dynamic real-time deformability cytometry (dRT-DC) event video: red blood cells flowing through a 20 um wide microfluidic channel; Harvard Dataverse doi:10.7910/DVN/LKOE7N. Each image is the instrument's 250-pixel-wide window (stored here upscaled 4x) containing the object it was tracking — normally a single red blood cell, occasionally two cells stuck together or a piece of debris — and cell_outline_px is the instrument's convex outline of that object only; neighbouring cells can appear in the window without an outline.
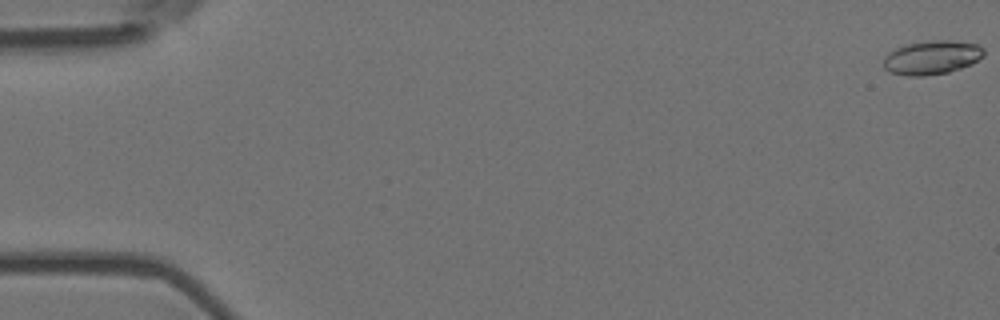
{"species": "Egyptian fruit bat (a non-hibernating species)", "species_latin": "Rousettus aegyptiacus", "temperature_condition": "room temperature", "stored_images_in_passage": 11, "camera_frame_rate_fps": 3000, "um_per_image_px": 0.085, "animal": {"sex": "female"}, "frame": {"image": 1, "passage_image": 1, "time_ms": 0.0, "image_size_px": [1000, 320], "cell_outline_px": [[984, 56], [972, 64], [948, 72], [924, 76], [908, 76], [888, 72], [884, 68], [884, 56], [888, 52], [896, 48], [908, 44], [932, 40], [952, 40], [980, 44], [984, 48]], "centroid_in_image_um": [79.22, 4.88], "position_along_channel_um": 5.8, "area_um2": 20.0}}
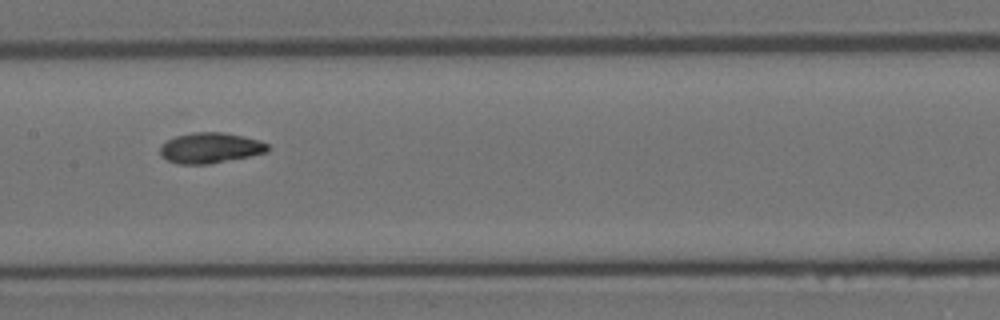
{"frame": {"image": 2, "passage_image": 8, "time_ms": 2.333, "image_size_px": [1000, 320], "cell_outline_px": [[268, 152], [208, 164], [180, 164], [168, 160], [160, 156], [160, 144], [176, 136], [192, 132], [224, 132], [244, 136], [260, 140], [268, 144]], "centroid_in_image_um": [17.86, 12.56], "position_along_channel_um": 189.5, "area_um2": 19.13}}
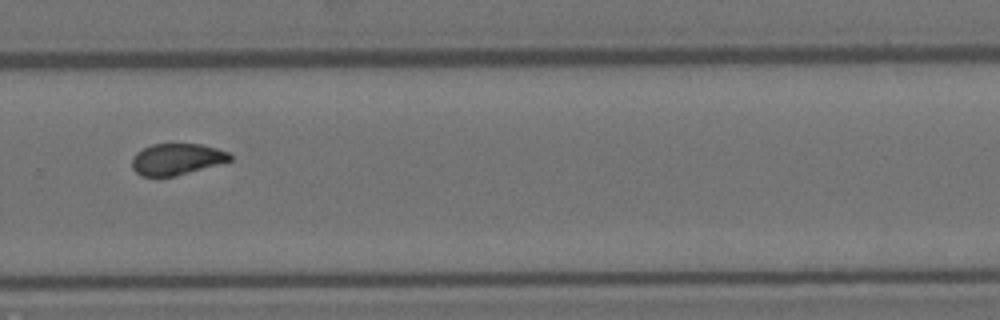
{"frame": {"image": 3, "passage_image": 11, "time_ms": 3.333, "image_size_px": [1000, 320], "cell_outline_px": [[232, 160], [188, 172], [172, 176], [140, 176], [132, 168], [132, 160], [136, 152], [152, 144], [200, 144], [216, 148], [228, 152], [232, 156]], "centroid_in_image_um": [15.0, 13.52], "position_along_channel_um": 314.8, "area_um2": 17.63}}